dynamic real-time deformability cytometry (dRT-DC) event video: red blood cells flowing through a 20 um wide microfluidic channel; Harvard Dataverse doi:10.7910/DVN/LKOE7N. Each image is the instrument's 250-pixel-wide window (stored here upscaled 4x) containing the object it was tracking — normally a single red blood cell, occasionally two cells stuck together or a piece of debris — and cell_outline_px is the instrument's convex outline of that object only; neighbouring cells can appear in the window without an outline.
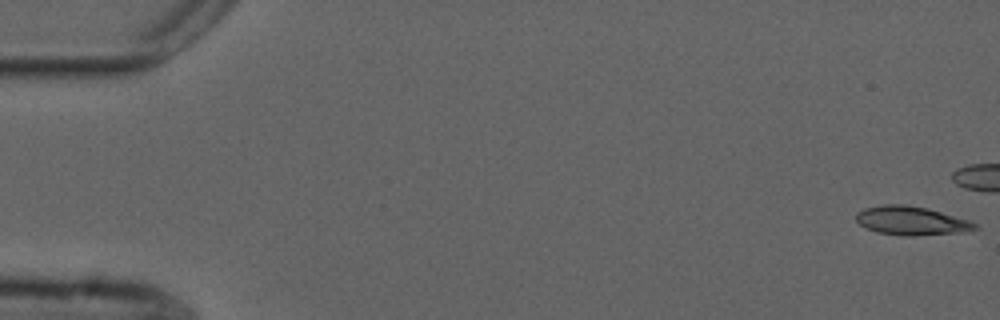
{"species": "common noctule bat (a hibernating species)", "species_latin": "Nyctalus noctula", "temperature_condition": "cold", "stored_images_in_passage": 23, "camera_frame_rate_fps": 3000, "um_per_image_px": 0.085, "animal": {"sex": "male", "forearm_length_mm": 52.5}, "frame": {"image": 1, "passage_image": 1, "time_ms": 0.0, "image_size_px": [1000, 320], "cell_outline_px": [[980, 228], [964, 232], [912, 236], [908, 236], [876, 232], [860, 224], [856, 220], [856, 212], [864, 208], [884, 204], [908, 204], [928, 208], [968, 220], [980, 224]], "centroid_in_image_um": [77.49, 18.75], "position_along_channel_um": 7.5, "area_um2": 20.06}}